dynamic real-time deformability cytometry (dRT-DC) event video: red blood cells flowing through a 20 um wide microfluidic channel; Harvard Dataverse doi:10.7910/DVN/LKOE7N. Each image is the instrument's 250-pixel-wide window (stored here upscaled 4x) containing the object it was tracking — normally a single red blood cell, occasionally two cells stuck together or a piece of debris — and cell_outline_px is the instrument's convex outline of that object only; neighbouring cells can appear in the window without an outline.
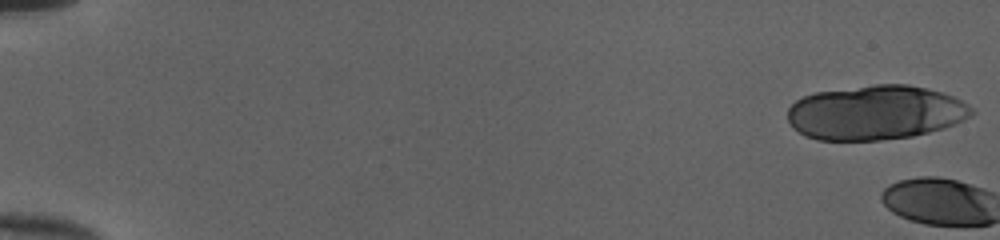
{"species": "human", "species_latin": "Homo sapiens", "temperature_condition": "cold", "stored_images_in_passage": 3, "camera_frame_rate_fps": 3000, "um_per_image_px": 0.085, "donor": {"sex": "female"}, "frame": {"image": 1, "passage_image": 1, "time_ms": 0.0, "image_size_px": [1000, 240], "cell_outline_px": [[976, 112], [972, 116], [964, 120], [944, 128], [912, 136], [880, 140], [816, 140], [804, 136], [792, 128], [788, 120], [788, 108], [796, 100], [804, 96], [816, 92], [876, 84], [908, 84], [928, 88], [952, 96], [968, 104]], "centroid_in_image_um": [74.41, 9.57], "position_along_channel_um": 10.6, "area_um2": 58.61}}